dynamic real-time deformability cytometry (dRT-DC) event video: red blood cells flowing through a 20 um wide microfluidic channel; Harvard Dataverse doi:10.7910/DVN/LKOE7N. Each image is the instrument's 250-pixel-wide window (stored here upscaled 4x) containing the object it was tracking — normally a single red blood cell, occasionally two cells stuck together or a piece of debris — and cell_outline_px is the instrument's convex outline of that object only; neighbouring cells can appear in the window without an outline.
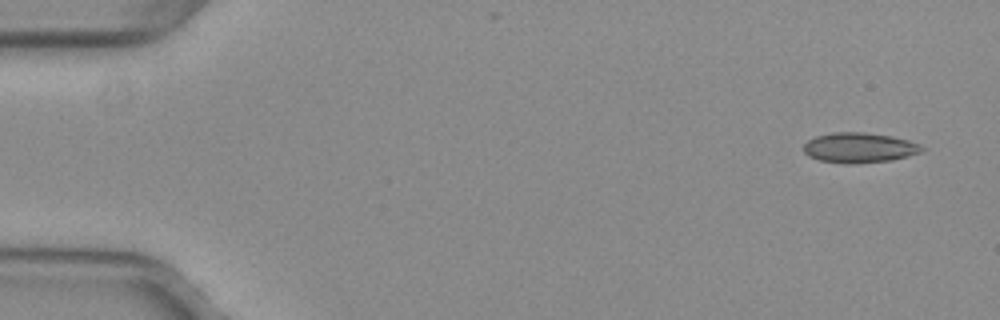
{"species": "common noctule bat (a hibernating species)", "species_latin": "Nyctalus noctula", "temperature_condition": "warm", "stored_images_in_passage": 6, "camera_frame_rate_fps": 3000, "um_per_image_px": 0.085, "animal": {"sex": "female", "body_mass_g": 29.2, "forearm_length_mm": 56.3}, "frame": {"image": 1, "passage_image": 1, "time_ms": 0.0, "image_size_px": [1000, 320], "cell_outline_px": [[928, 148], [920, 152], [908, 156], [892, 160], [856, 164], [844, 164], [820, 160], [808, 156], [804, 152], [804, 144], [808, 140], [816, 136], [832, 132], [864, 132], [892, 136], [908, 140], [920, 144]], "centroid_in_image_um": [73.06, 12.56], "position_along_channel_um": 11.9, "area_um2": 20.98}}